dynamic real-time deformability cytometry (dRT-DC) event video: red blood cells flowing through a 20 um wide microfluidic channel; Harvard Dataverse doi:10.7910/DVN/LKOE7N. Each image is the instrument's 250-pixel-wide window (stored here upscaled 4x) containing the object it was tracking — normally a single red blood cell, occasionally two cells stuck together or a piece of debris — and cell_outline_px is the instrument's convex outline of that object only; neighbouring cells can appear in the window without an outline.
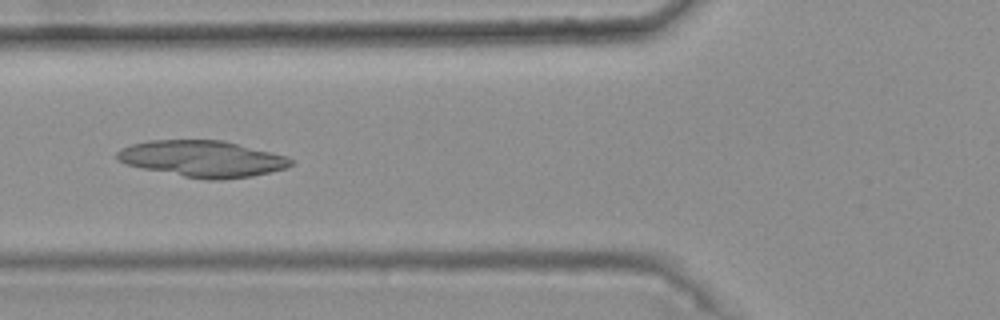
{"species": "common noctule bat (a hibernating species)", "species_latin": "Nyctalus noctula", "temperature_condition": "warm", "stored_images_in_passage": 48, "camera_frame_rate_fps": 3000, "um_per_image_px": 0.085, "animal": {"sex": "female", "body_mass_g": 25.1}, "frame": {"image": 1, "passage_image": 21, "time_ms": 6.667, "image_size_px": [1000, 320], "cell_outline_px": [[292, 164], [284, 168], [252, 176], [220, 180], [208, 180], [184, 176], [144, 168], [128, 164], [120, 160], [116, 156], [116, 152], [120, 148], [132, 144], [148, 140], [224, 140], [288, 156], [292, 160]], "centroid_in_image_um": [17.22, 13.48], "position_along_channel_um": 108.6, "area_um2": 36.53}}
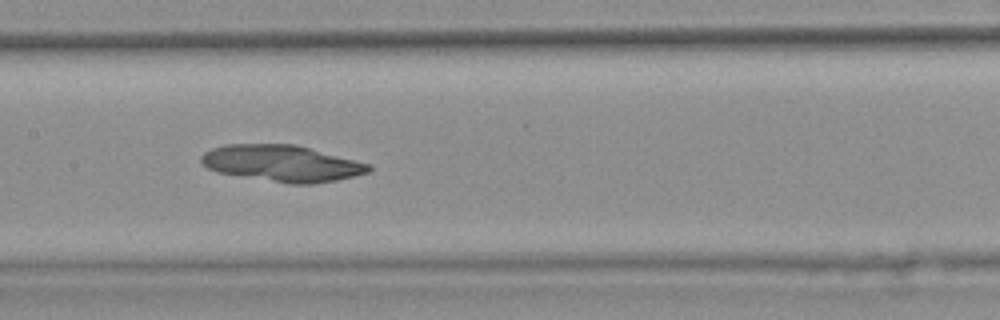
{"frame": {"image": 2, "passage_image": 27, "time_ms": 8.667, "image_size_px": [1000, 320], "cell_outline_px": [[372, 168], [368, 172], [336, 180], [312, 184], [288, 184], [216, 172], [208, 168], [200, 160], [200, 156], [204, 152], [212, 148], [224, 144], [296, 144], [372, 164]], "centroid_in_image_um": [23.96, 13.88], "position_along_channel_um": 183.4, "area_um2": 35.72}}
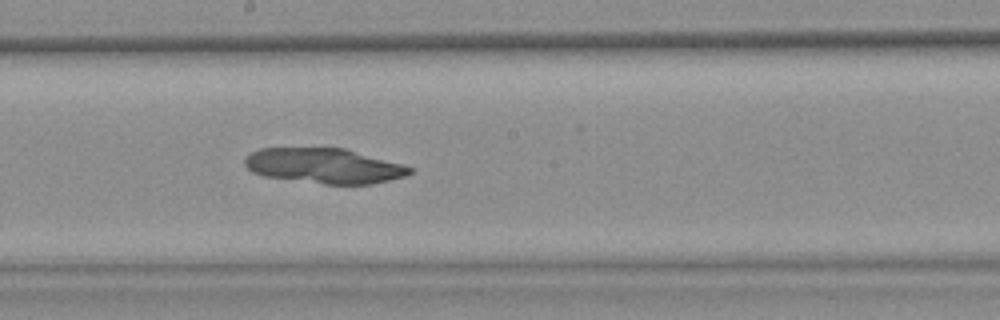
{"frame": {"image": 3, "passage_image": 30, "time_ms": 9.667, "image_size_px": [1000, 320], "cell_outline_px": [[416, 168], [412, 172], [404, 176], [372, 184], [324, 184], [264, 176], [252, 172], [244, 164], [244, 160], [252, 152], [260, 148], [344, 148], [404, 164]], "centroid_in_image_um": [27.58, 14.09], "position_along_channel_um": 220.6, "area_um2": 33.7}}